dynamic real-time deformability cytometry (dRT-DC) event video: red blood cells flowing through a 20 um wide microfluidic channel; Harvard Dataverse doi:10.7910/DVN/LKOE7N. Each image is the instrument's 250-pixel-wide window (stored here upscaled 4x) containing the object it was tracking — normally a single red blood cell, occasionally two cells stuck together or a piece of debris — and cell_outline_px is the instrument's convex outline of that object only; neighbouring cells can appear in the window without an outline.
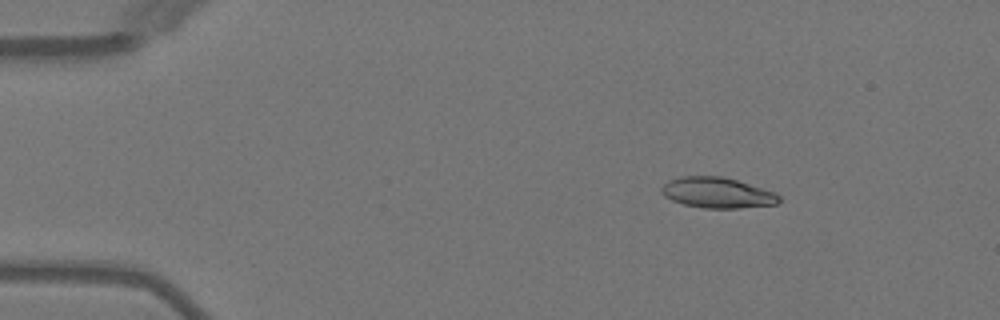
{"species": "Egyptian fruit bat (a non-hibernating species)", "species_latin": "Rousettus aegyptiacus", "temperature_condition": "warm", "stored_images_in_passage": 45, "camera_frame_rate_fps": 3000, "um_per_image_px": 0.085, "animal": {"sex": "female"}, "frame": {"image": 1, "passage_image": 2, "time_ms": 0.333, "image_size_px": [1000, 320], "cell_outline_px": [[780, 200], [776, 204], [740, 208], [704, 208], [684, 204], [672, 200], [664, 196], [660, 192], [660, 188], [668, 180], [680, 176], [720, 176], [736, 180], [776, 192], [780, 196]], "centroid_in_image_um": [60.95, 16.38], "position_along_channel_um": 24.1, "area_um2": 20.98}}
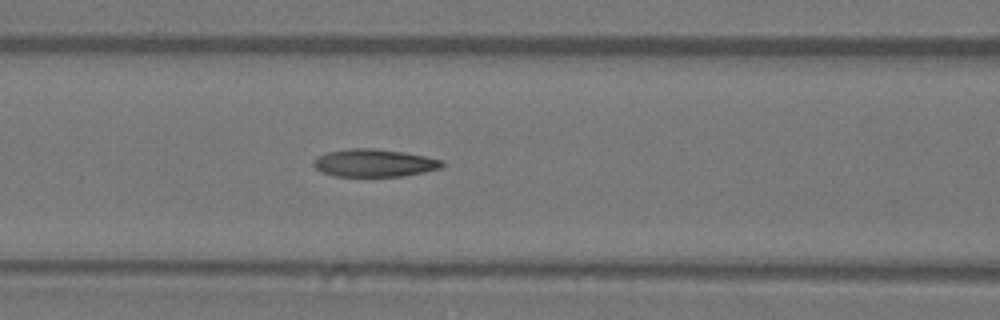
{"frame": {"image": 2, "passage_image": 16, "time_ms": 5.0, "image_size_px": [1000, 320], "cell_outline_px": [[444, 164], [440, 168], [424, 172], [400, 176], [336, 176], [320, 172], [312, 164], [312, 160], [316, 156], [328, 152], [348, 148], [376, 148], [404, 152], [444, 160]], "centroid_in_image_um": [31.77, 13.84], "position_along_channel_um": 134.8, "area_um2": 20.87}}
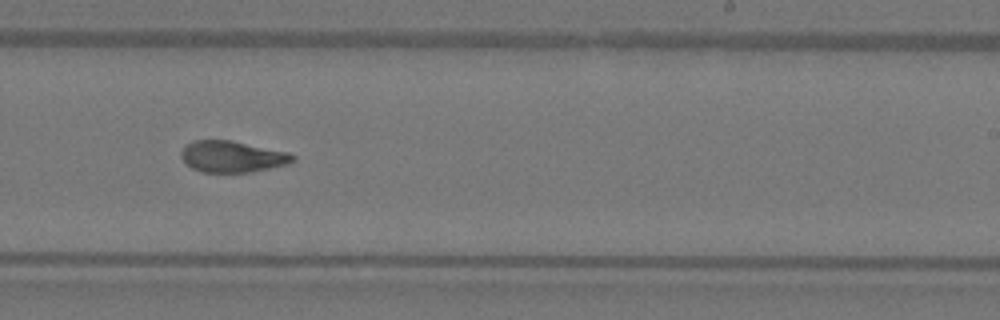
{"frame": {"image": 3, "passage_image": 26, "time_ms": 8.333, "image_size_px": [1000, 320], "cell_outline_px": [[296, 160], [288, 164], [252, 172], [200, 172], [192, 168], [180, 156], [180, 152], [192, 140], [232, 140], [288, 152], [296, 156]], "centroid_in_image_um": [19.77, 13.31], "position_along_channel_um": 269.2, "area_um2": 20.46}}